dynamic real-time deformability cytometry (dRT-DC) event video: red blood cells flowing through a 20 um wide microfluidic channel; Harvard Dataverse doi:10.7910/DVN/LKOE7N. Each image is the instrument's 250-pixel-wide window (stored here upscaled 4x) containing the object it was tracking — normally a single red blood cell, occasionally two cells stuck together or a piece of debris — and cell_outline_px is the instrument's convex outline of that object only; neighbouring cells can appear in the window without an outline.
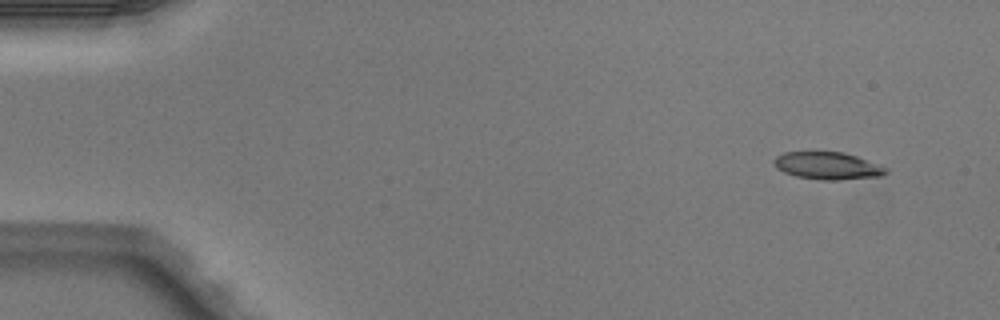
{"species": "Egyptian fruit bat (a non-hibernating species)", "species_latin": "Rousettus aegyptiacus", "temperature_condition": "warm", "stored_images_in_passage": 4, "camera_frame_rate_fps": 3000, "um_per_image_px": 0.085, "animal": {"sex": "male"}, "frame": {"image": 1, "passage_image": 1, "time_ms": 0.0, "image_size_px": [1000, 320], "cell_outline_px": [[888, 172], [884, 176], [840, 180], [824, 180], [796, 176], [784, 172], [776, 168], [772, 160], [776, 156], [784, 152], [844, 152], [856, 156], [888, 168]], "centroid_in_image_um": [70.35, 14.09], "position_along_channel_um": 14.6, "area_um2": 17.92}}
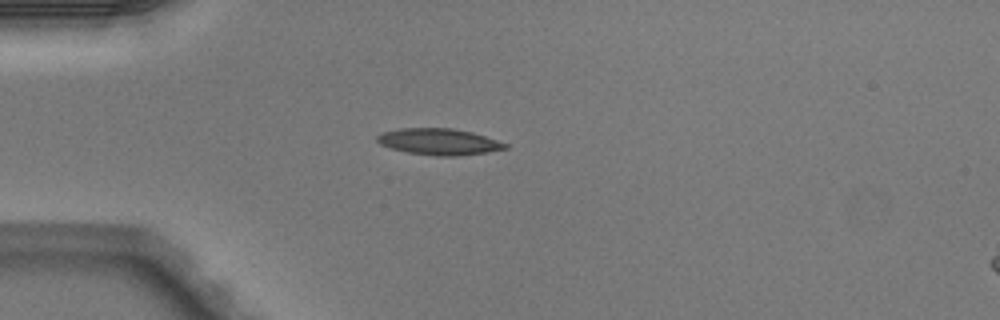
{"frame": {"image": 2, "passage_image": 4, "time_ms": 1.0, "image_size_px": [1000, 320], "cell_outline_px": [[508, 148], [488, 152], [460, 156], [436, 156], [408, 152], [392, 148], [380, 144], [376, 140], [376, 136], [380, 132], [400, 128], [452, 128], [472, 132], [508, 144]], "centroid_in_image_um": [37.3, 12.04], "position_along_channel_um": 47.7, "area_um2": 19.71}}